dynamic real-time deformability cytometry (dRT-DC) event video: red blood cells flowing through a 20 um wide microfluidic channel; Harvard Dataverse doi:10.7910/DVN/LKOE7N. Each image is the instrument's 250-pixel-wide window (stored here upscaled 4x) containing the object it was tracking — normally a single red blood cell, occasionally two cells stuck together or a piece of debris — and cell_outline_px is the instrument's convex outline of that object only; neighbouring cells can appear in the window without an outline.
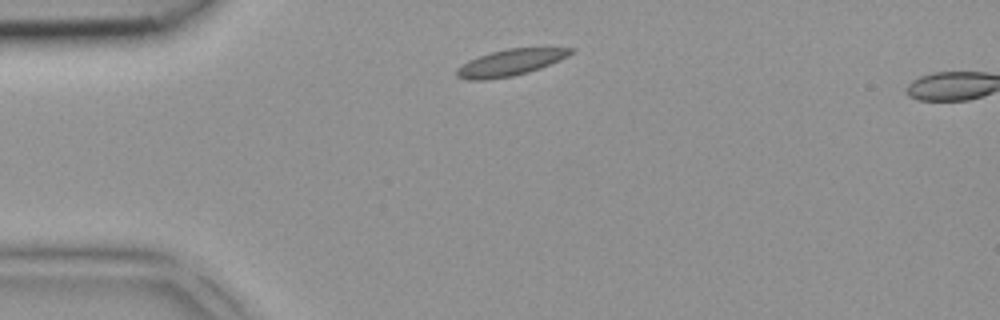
{"species": "common noctule bat (a hibernating species)", "species_latin": "Nyctalus noctula", "temperature_condition": "room temperature", "stored_images_in_passage": 3, "camera_frame_rate_fps": 3000, "um_per_image_px": 0.085, "animal": {"sex": "female", "body_mass_g": 18.4}, "frame": {"image": 1, "passage_image": 1, "time_ms": 0.0, "image_size_px": [1000, 320], "cell_outline_px": [[576, 48], [568, 56], [560, 60], [540, 68], [528, 72], [512, 76], [484, 80], [468, 80], [456, 76], [456, 68], [468, 60], [492, 52], [508, 48]], "centroid_in_image_um": [43.35, 5.32], "position_along_channel_um": 41.6, "area_um2": 17.4}}